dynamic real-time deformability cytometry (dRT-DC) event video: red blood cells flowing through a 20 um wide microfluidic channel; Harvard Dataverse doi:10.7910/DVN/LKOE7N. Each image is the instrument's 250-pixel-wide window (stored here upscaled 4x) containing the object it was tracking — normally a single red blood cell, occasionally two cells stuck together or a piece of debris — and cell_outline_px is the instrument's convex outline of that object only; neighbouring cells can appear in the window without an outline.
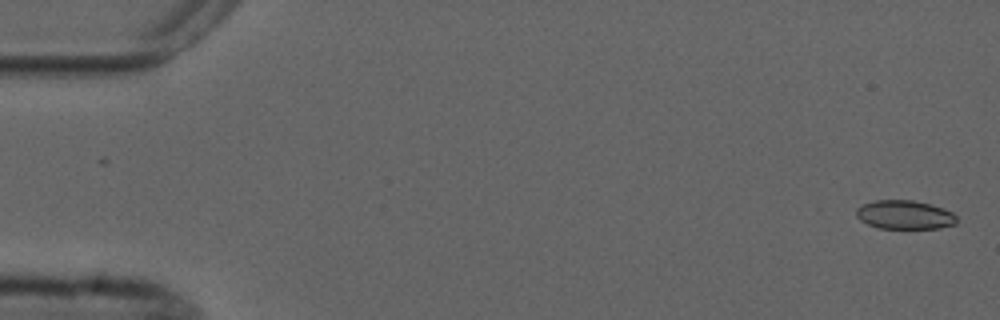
{"species": "common noctule bat (a hibernating species)", "species_latin": "Nyctalus noctula", "temperature_condition": "cold", "stored_images_in_passage": 4, "camera_frame_rate_fps": 3000, "um_per_image_px": 0.085, "animal": {"sex": "male", "forearm_length_mm": 52.5}, "frame": {"image": 1, "passage_image": 1, "time_ms": 0.0, "image_size_px": [1000, 320], "cell_outline_px": [[956, 224], [940, 228], [880, 228], [868, 224], [860, 220], [856, 216], [856, 208], [864, 204], [876, 200], [912, 200], [944, 208], [952, 212], [956, 216]], "centroid_in_image_um": [76.9, 18.26], "position_along_channel_um": 8.1, "area_um2": 16.76}}